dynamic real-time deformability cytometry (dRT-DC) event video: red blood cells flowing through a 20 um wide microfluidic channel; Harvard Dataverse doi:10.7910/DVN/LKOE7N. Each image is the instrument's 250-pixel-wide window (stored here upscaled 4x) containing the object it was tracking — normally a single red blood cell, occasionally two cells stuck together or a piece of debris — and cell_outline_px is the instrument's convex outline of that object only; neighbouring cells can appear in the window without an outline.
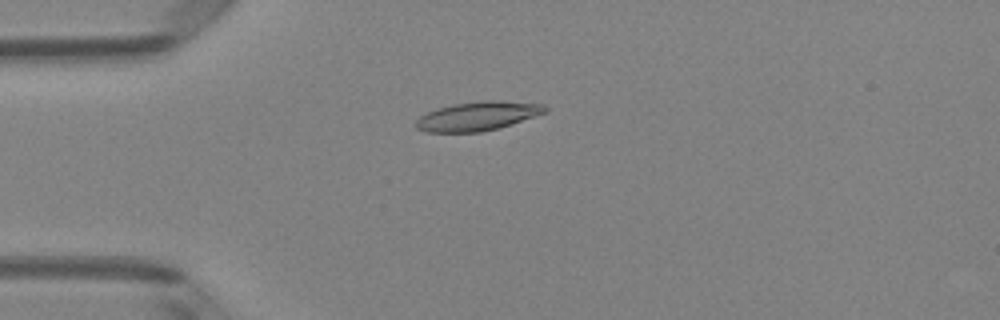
{"species": "Egyptian fruit bat (a non-hibernating species)", "species_latin": "Rousettus aegyptiacus", "temperature_condition": "room temperature", "stored_images_in_passage": 50, "camera_frame_rate_fps": 3000, "um_per_image_px": 0.085, "animal": {"sex": "female"}, "frame": {"image": 1, "passage_image": 13, "time_ms": 4.0, "image_size_px": [1000, 320], "cell_outline_px": [[548, 112], [512, 124], [480, 132], [424, 132], [416, 128], [416, 120], [420, 116], [436, 108], [452, 104], [480, 100], [500, 100], [544, 104], [548, 108]], "centroid_in_image_um": [40.62, 9.85], "position_along_channel_um": 44.4, "area_um2": 22.02}}
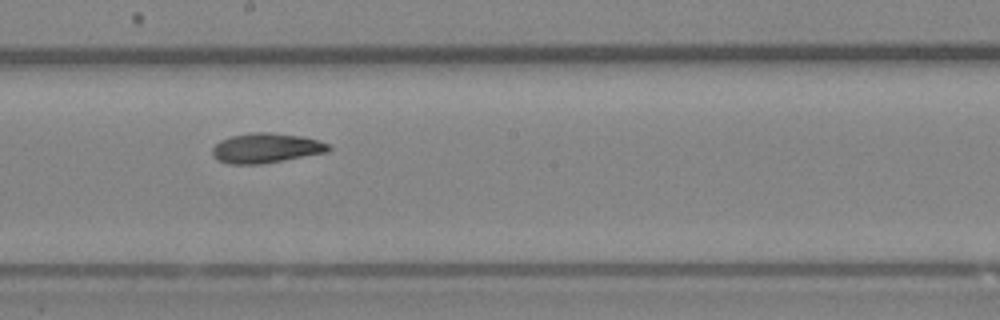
{"frame": {"image": 2, "passage_image": 28, "time_ms": 9.0, "image_size_px": [1000, 320], "cell_outline_px": [[332, 148], [328, 152], [284, 160], [260, 164], [228, 164], [216, 160], [212, 156], [212, 148], [220, 140], [232, 136], [252, 132], [272, 132], [304, 136], [320, 140], [328, 144]], "centroid_in_image_um": [22.62, 12.58], "position_along_channel_um": 225.6, "area_um2": 20.46}}
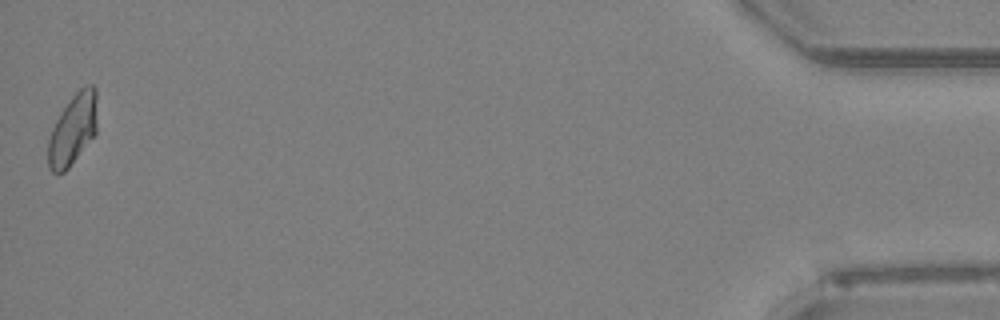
{"frame": {"image": 3, "passage_image": 50, "time_ms": 16.333, "image_size_px": [1000, 320], "cell_outline_px": [[96, 132], [68, 168], [64, 172], [52, 172], [48, 168], [48, 140], [52, 128], [56, 120], [72, 96], [84, 84], [92, 84], [96, 88]], "centroid_in_image_um": [6.19, 10.98], "position_along_channel_um": 429.0, "area_um2": 20.0}, "authors_computed_cell_mechanics": {"area_um2": 20.3167, "velocity_mm_per_s": 4.05, "shape_relaxation_time_tau1_ms": 6.3152, "shape_relaxation_time_tau2_ms": 2.8049, "deformation_change_tau1": 0.1726, "deformation_change_tau2": 0.0888}}